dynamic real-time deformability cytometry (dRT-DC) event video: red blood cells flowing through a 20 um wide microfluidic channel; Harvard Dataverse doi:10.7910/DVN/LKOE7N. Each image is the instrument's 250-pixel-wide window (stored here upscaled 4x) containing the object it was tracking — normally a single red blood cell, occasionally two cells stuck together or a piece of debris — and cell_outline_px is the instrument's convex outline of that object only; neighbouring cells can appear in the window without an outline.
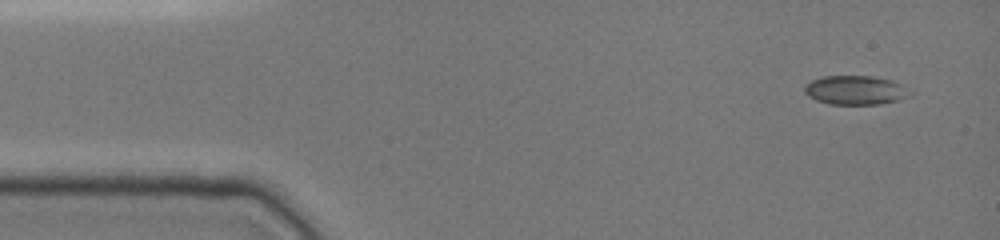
{"species": "common noctule bat (a hibernating species)", "species_latin": "Nyctalus noctula", "temperature_condition": "cold", "stored_images_in_passage": 3, "camera_frame_rate_fps": 3000, "um_per_image_px": 0.085, "animal": {"sex": "female", "body_mass_g": 19.0, "forearm_length_mm": 51.5}, "frame": {"image": 1, "passage_image": 1, "time_ms": 0.0, "image_size_px": [1000, 240], "cell_outline_px": [[896, 100], [876, 104], [832, 104], [816, 100], [808, 96], [804, 92], [804, 88], [812, 80], [824, 76], [872, 76], [888, 80], [896, 84]], "centroid_in_image_um": [72.38, 7.65], "position_along_channel_um": 12.6, "area_um2": 16.24}}